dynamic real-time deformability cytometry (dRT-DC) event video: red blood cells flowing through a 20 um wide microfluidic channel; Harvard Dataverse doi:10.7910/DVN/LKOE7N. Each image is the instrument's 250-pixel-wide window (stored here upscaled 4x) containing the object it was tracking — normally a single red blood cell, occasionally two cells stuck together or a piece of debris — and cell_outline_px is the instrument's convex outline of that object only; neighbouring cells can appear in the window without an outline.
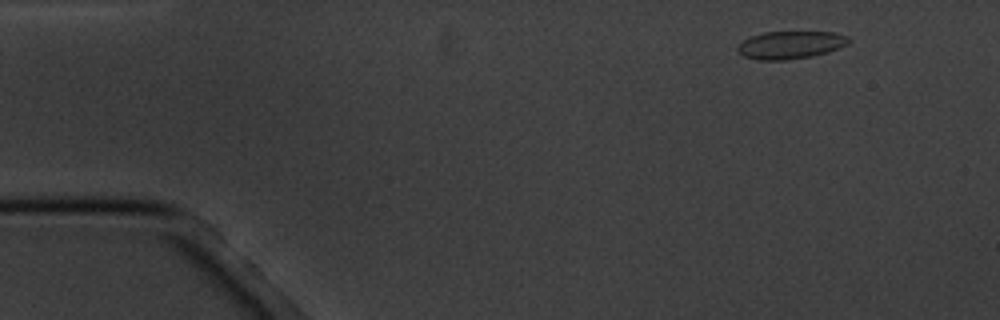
{"species": "common noctule bat (a hibernating species)", "species_latin": "Nyctalus noctula", "temperature_condition": "cold", "stored_images_in_passage": 5, "camera_frame_rate_fps": 3000, "um_per_image_px": 0.085, "animal": {"sex": "male", "body_mass_g": 20.1, "forearm_length_mm": 53.5}, "frame": {"image": 1, "passage_image": 2, "time_ms": 1.0, "image_size_px": [1000, 320], "cell_outline_px": [[852, 40], [848, 44], [840, 48], [828, 52], [812, 56], [784, 60], [756, 60], [744, 56], [736, 48], [744, 40], [752, 36], [764, 32], [836, 32], [848, 36]], "centroid_in_image_um": [67.25, 3.82], "position_along_channel_um": 17.8, "area_um2": 17.98}}
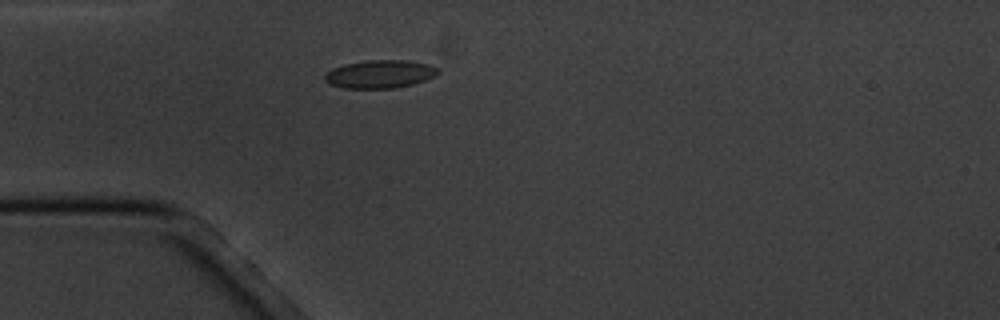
{"frame": {"image": 2, "passage_image": 5, "time_ms": 4.333, "image_size_px": [1000, 320], "cell_outline_px": [[440, 72], [436, 76], [412, 84], [396, 88], [344, 88], [328, 84], [324, 80], [324, 76], [332, 68], [344, 64], [368, 60], [408, 60], [428, 64], [440, 68]], "centroid_in_image_um": [32.31, 6.29], "position_along_channel_um": 52.7, "area_um2": 18.67}}